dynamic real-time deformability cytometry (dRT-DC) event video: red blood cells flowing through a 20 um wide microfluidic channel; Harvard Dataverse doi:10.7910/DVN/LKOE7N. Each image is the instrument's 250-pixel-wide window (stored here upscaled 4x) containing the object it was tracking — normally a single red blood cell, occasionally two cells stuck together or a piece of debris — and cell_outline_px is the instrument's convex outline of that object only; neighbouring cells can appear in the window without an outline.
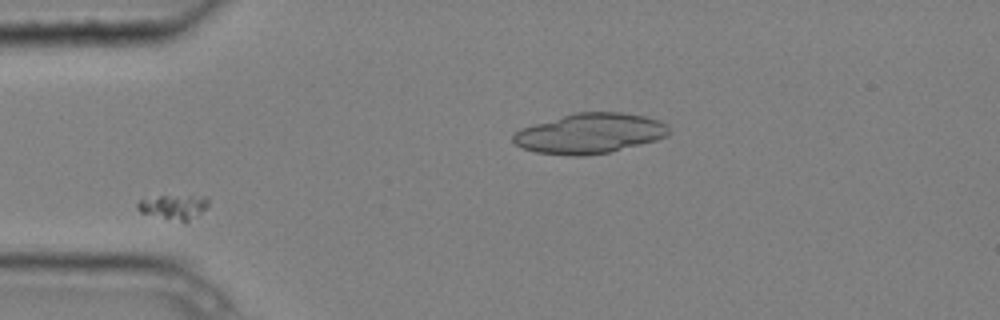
{"species": "common noctule bat (a hibernating species)", "species_latin": "Nyctalus noctula", "temperature_condition": "cold", "stored_images_in_passage": 7, "camera_frame_rate_fps": 3000, "um_per_image_px": 0.085, "animal": {"sex": "male", "body_mass_g": 20.4}, "frame": {"image": 1, "passage_image": 3, "time_ms": 0.667, "image_size_px": [1000, 320], "cell_outline_px": [[208, 204], [200, 212], [184, 224], [140, 212], [136, 208], [136, 204], [140, 200], [160, 196], [208, 196]], "centroid_in_image_um": [14.74, 17.61], "position_along_channel_um": 70.3, "area_um2": 10.17}}